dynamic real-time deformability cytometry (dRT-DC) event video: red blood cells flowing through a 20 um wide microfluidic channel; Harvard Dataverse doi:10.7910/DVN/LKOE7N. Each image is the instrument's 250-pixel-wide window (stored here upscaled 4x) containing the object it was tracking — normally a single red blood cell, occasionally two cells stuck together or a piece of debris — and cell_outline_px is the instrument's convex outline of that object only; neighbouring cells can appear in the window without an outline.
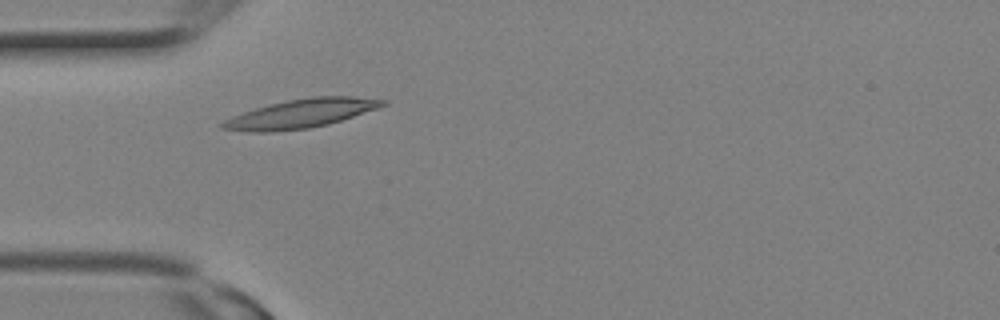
{"species": "Egyptian fruit bat (a non-hibernating species)", "species_latin": "Rousettus aegyptiacus", "temperature_condition": "room temperature", "stored_images_in_passage": 2, "camera_frame_rate_fps": 3000, "um_per_image_px": 0.085, "animal": {"sex": "female"}, "frame": {"image": 1, "passage_image": 2, "time_ms": 0.333, "image_size_px": [1000, 320], "cell_outline_px": [[388, 104], [380, 108], [328, 124], [308, 128], [272, 132], [252, 132], [220, 128], [216, 124], [232, 116], [268, 104], [288, 100], [312, 96], [352, 96], [388, 100]], "centroid_in_image_um": [25.59, 9.65], "position_along_channel_um": 59.4, "area_um2": 27.05}}